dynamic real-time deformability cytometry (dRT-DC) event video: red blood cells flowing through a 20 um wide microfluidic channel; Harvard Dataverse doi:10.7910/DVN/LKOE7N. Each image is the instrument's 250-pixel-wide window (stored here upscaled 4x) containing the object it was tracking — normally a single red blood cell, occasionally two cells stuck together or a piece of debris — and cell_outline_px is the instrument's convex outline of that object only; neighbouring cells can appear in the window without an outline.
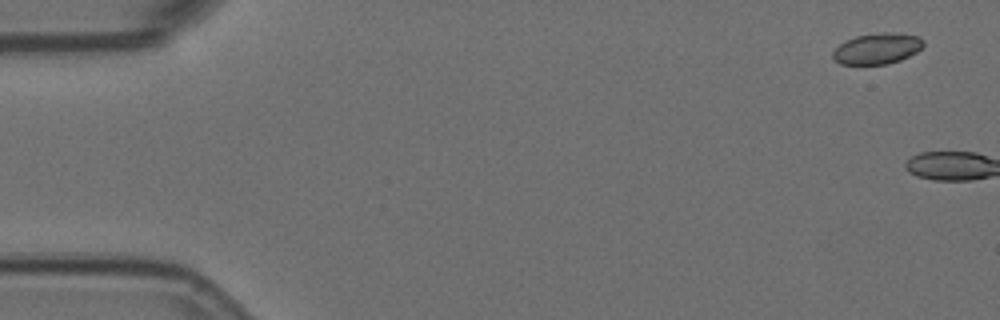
{"species": "Egyptian fruit bat (a non-hibernating species)", "species_latin": "Rousettus aegyptiacus", "temperature_condition": "room temperature", "stored_images_in_passage": 7, "camera_frame_rate_fps": 3000, "um_per_image_px": 0.085, "animal": {"sex": "female"}, "frame": {"image": 1, "passage_image": 1, "time_ms": 0.0, "image_size_px": [1000, 320], "cell_outline_px": [[924, 44], [916, 52], [900, 60], [888, 64], [840, 64], [832, 56], [832, 52], [840, 44], [856, 36], [880, 32], [888, 32], [916, 36], [924, 40]], "centroid_in_image_um": [74.55, 4.13], "position_along_channel_um": 10.4, "area_um2": 16.07}}
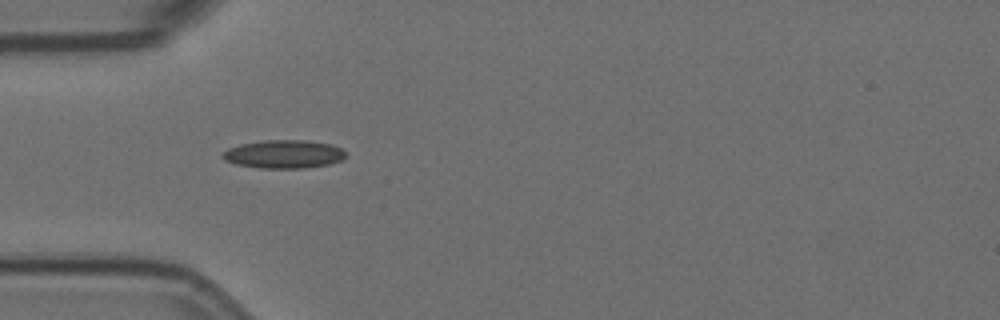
{"frame": {"image": 2, "passage_image": 6, "time_ms": 1.667, "image_size_px": [1000, 320], "cell_outline_px": [[344, 156], [340, 160], [328, 164], [304, 168], [260, 168], [236, 164], [224, 160], [220, 156], [228, 148], [240, 144], [264, 140], [308, 140], [332, 144], [340, 148], [344, 152]], "centroid_in_image_um": [24.08, 13.09], "position_along_channel_um": 60.9, "area_um2": 20.23}}
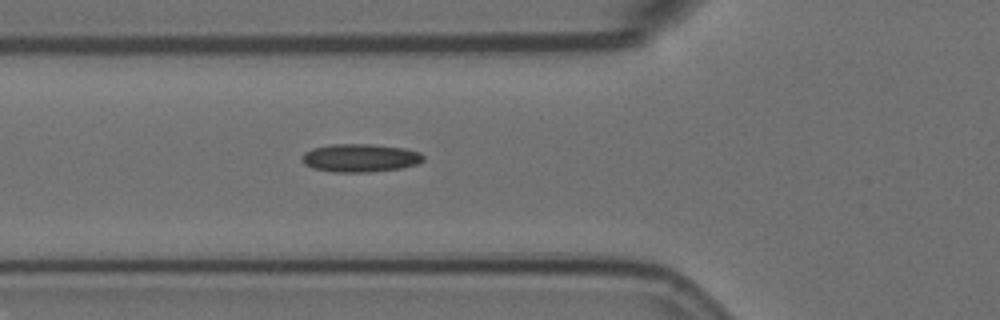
{"frame": {"image": 3, "passage_image": 7, "time_ms": 2.0, "image_size_px": [1000, 320], "cell_outline_px": [[424, 160], [416, 164], [400, 168], [368, 172], [332, 172], [312, 168], [304, 164], [300, 156], [304, 152], [312, 148], [328, 144], [372, 144], [404, 148], [420, 152], [424, 156]], "centroid_in_image_um": [30.57, 13.42], "position_along_channel_um": 95.2, "area_um2": 20.06}}